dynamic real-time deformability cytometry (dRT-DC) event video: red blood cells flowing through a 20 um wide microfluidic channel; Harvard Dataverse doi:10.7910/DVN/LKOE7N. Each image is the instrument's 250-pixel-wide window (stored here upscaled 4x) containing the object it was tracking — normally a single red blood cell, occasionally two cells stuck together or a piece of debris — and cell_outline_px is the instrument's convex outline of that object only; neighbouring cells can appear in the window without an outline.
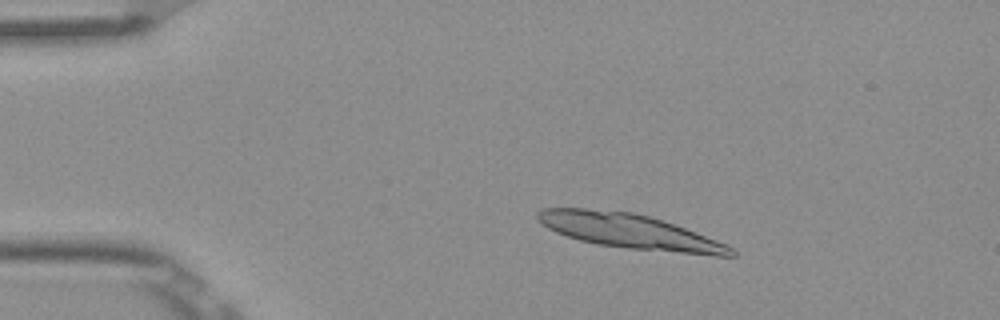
{"species": "Egyptian fruit bat (a non-hibernating species)", "species_latin": "Rousettus aegyptiacus", "temperature_condition": "room temperature", "stored_images_in_passage": 4, "camera_frame_rate_fps": 3000, "um_per_image_px": 0.085, "frame": {"image": 1, "passage_image": 2, "time_ms": 0.333, "image_size_px": [1000, 320], "cell_outline_px": [[736, 256], [716, 256], [628, 248], [596, 244], [580, 240], [556, 232], [548, 228], [536, 216], [536, 212], [544, 208], [584, 208], [632, 212], [648, 216], [684, 228], [716, 240], [732, 248], [736, 252]], "centroid_in_image_um": [53.51, 19.67], "position_along_channel_um": 31.5, "area_um2": 38.44}}